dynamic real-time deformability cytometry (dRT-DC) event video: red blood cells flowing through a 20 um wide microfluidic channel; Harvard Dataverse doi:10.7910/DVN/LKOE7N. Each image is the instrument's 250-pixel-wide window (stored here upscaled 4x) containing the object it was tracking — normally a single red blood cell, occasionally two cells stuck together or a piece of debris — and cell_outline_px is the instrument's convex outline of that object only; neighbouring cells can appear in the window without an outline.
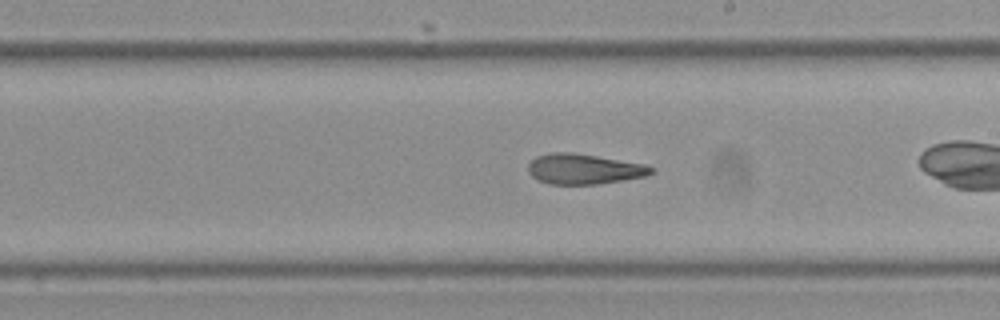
{"species": "Egyptian fruit bat (a non-hibernating species)", "species_latin": "Rousettus aegyptiacus", "temperature_condition": "cold", "stored_images_in_passage": 39, "camera_frame_rate_fps": 3000, "um_per_image_px": 0.085, "frame": {"image": 1, "passage_image": 17, "time_ms": 5.333, "image_size_px": [1000, 320], "cell_outline_px": [[656, 172], [648, 176], [596, 184], [548, 184], [532, 176], [528, 172], [528, 164], [536, 156], [552, 152], [572, 152], [644, 164], [656, 168]], "centroid_in_image_um": [49.66, 14.36], "position_along_channel_um": 239.3, "area_um2": 21.73}, "authors_computed_cell_mechanics": {"area_um2": 22.253, "velocity_mm_per_s": 3.5174, "shape_relaxation_time_tau1_ms": null, "shape_relaxation_time_tau2_ms": 3.4346, "deformation_change_tau1": null, "deformation_change_tau2": 0.1255}}